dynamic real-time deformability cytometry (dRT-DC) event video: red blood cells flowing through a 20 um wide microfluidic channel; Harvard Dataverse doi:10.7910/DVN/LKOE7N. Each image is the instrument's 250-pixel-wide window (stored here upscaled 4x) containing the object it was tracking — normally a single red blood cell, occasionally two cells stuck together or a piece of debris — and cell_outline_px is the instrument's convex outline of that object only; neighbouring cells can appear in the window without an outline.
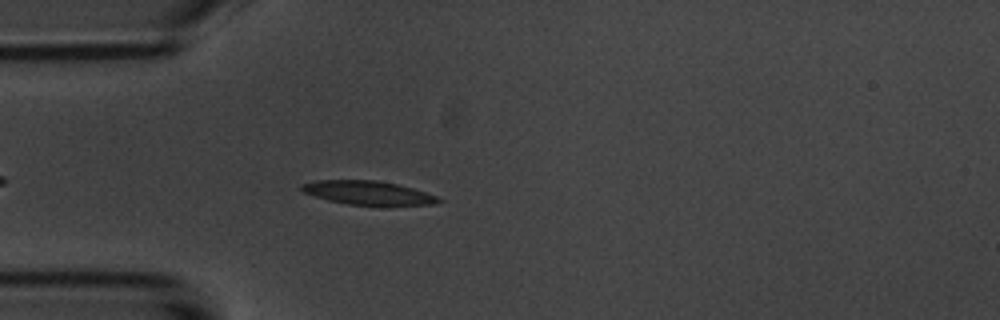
{"species": "common noctule bat (a hibernating species)", "species_latin": "Nyctalus noctula", "temperature_condition": "room temperature", "stored_images_in_passage": 32, "camera_frame_rate_fps": 3000, "um_per_image_px": 0.085, "animal": {"sex": "male", "body_mass_g": 20.1, "forearm_length_mm": 53.5}, "frame": {"image": 1, "passage_image": 8, "time_ms": 2.333, "image_size_px": [1000, 320], "cell_outline_px": [[444, 200], [432, 204], [348, 204], [328, 200], [304, 192], [300, 188], [300, 184], [316, 180], [376, 180], [396, 184], [412, 188], [436, 196]], "centroid_in_image_um": [31.22, 16.36], "position_along_channel_um": 53.8, "area_um2": 18.38}}
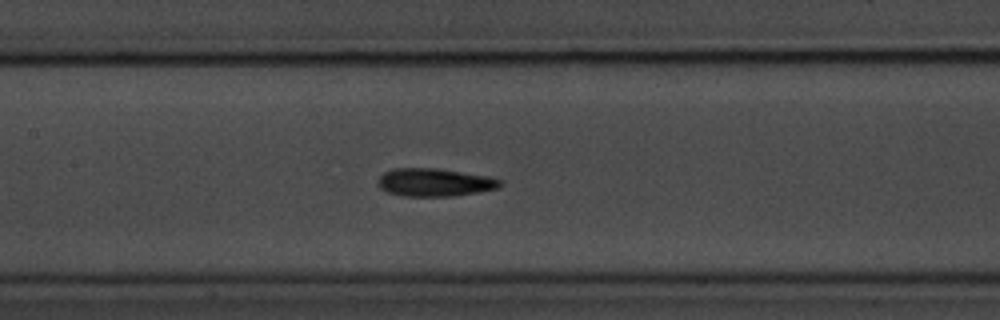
{"frame": {"image": 2, "passage_image": 18, "time_ms": 5.667, "image_size_px": [1000, 320], "cell_outline_px": [[504, 184], [496, 188], [476, 192], [452, 196], [404, 196], [388, 192], [380, 188], [376, 184], [376, 180], [384, 172], [392, 168], [436, 168], [488, 176], [500, 180]], "centroid_in_image_um": [36.88, 15.49], "position_along_channel_um": 170.5, "area_um2": 19.88}}
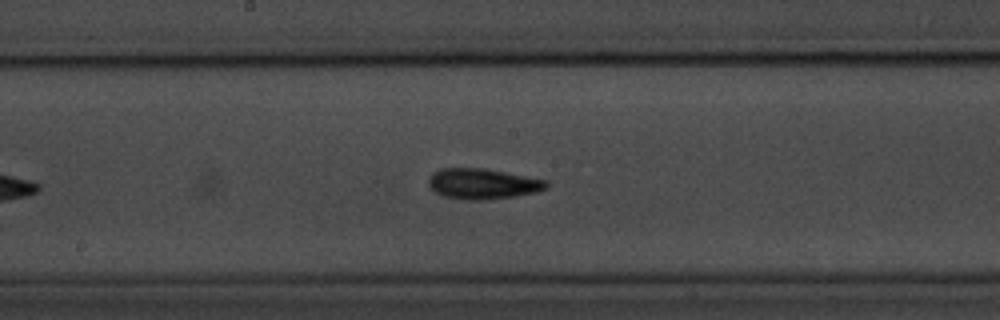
{"frame": {"image": 3, "passage_image": 21, "time_ms": 6.667, "image_size_px": [1000, 320], "cell_outline_px": [[548, 188], [536, 192], [516, 196], [480, 200], [464, 200], [444, 196], [432, 192], [428, 184], [428, 180], [432, 172], [440, 168], [484, 168], [548, 180]], "centroid_in_image_um": [41.0, 15.62], "position_along_channel_um": 207.2, "area_um2": 21.21}}